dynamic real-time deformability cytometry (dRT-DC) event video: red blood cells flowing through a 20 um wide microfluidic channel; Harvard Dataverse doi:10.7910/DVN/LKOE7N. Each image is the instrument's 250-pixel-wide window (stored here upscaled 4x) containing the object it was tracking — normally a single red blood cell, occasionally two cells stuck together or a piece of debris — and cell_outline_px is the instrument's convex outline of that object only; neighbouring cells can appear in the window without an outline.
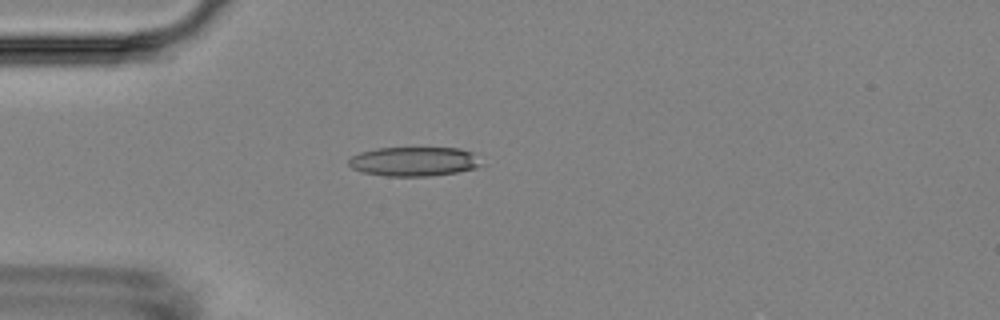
{"species": "Egyptian fruit bat (a non-hibernating species)", "species_latin": "Rousettus aegyptiacus", "temperature_condition": "room temperature", "stored_images_in_passage": 2, "camera_frame_rate_fps": 3000, "um_per_image_px": 0.085, "animal": {"sex": "female"}, "frame": {"image": 1, "passage_image": 1, "time_ms": 0.0, "image_size_px": [1000, 320], "cell_outline_px": [[484, 164], [476, 168], [456, 172], [432, 176], [384, 176], [360, 172], [352, 168], [348, 164], [348, 160], [352, 156], [360, 152], [376, 148], [460, 148], [472, 152]], "centroid_in_image_um": [35.18, 13.73], "position_along_channel_um": 49.8, "area_um2": 22.83}}